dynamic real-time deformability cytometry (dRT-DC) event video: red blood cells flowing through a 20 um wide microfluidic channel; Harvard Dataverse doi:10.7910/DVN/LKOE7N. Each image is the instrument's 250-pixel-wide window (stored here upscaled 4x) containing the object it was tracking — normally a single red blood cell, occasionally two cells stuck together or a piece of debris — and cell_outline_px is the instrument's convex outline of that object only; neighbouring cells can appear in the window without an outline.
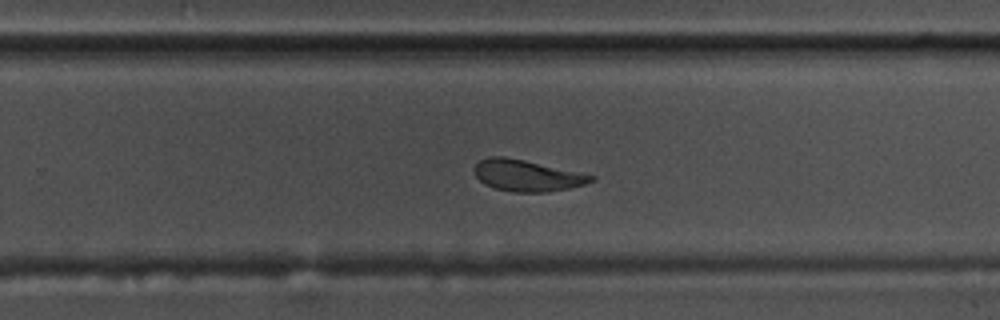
{"species": "common noctule bat (a hibernating species)", "species_latin": "Nyctalus noctula", "temperature_condition": "warm", "stored_images_in_passage": 56, "camera_frame_rate_fps": 3000, "um_per_image_px": 0.085, "animal": {"sex": "male", "body_mass_g": 17.5, "forearm_length_mm": 52.3}, "frame": {"image": 1, "passage_image": 36, "time_ms": 11.667, "image_size_px": [1000, 320], "cell_outline_px": [[596, 180], [584, 184], [568, 188], [548, 192], [512, 192], [496, 188], [484, 184], [476, 176], [476, 164], [480, 160], [488, 156], [504, 156], [524, 160], [596, 176]], "centroid_in_image_um": [44.8, 14.92], "position_along_channel_um": 285.0, "area_um2": 21.1}}
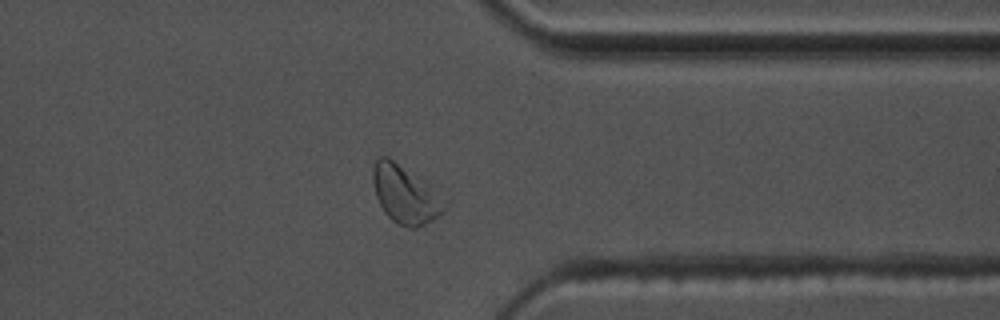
{"frame": {"image": 2, "passage_image": 44, "time_ms": 14.333, "image_size_px": [1000, 320], "cell_outline_px": [[452, 196], [444, 212], [432, 220], [416, 228], [412, 228], [400, 224], [392, 220], [384, 212], [376, 196], [372, 180], [372, 168], [376, 160], [380, 156], [388, 156]], "centroid_in_image_um": [34.57, 16.49], "position_along_channel_um": 376.8, "area_um2": 25.43}}
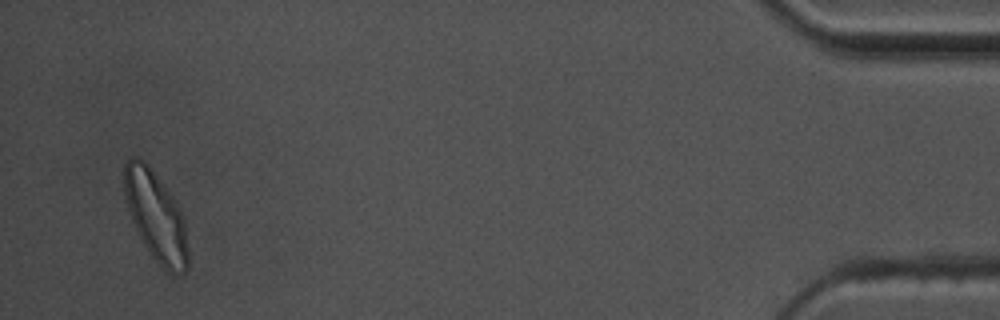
{"frame": {"image": 3, "passage_image": 54, "time_ms": 17.667, "image_size_px": [1000, 320], "cell_outline_px": [[188, 268], [184, 272], [168, 272], [152, 256], [144, 244], [132, 220], [124, 196], [124, 164], [132, 156], [136, 156], [144, 160], [148, 164], [172, 196], [180, 208], [184, 216], [188, 252]], "centroid_in_image_um": [13.25, 18.34], "position_along_channel_um": 422.0, "area_um2": 33.0}, "authors_computed_cell_mechanics": {"area_um2": 22.5709, "velocity_mm_per_s": 3.6165, "shape_relaxation_time_tau1_ms": 4.9362, "shape_relaxation_time_tau2_ms": 4.3582, "deformation_change_tau1": 0.1773, "deformation_change_tau2": 0.1154}}